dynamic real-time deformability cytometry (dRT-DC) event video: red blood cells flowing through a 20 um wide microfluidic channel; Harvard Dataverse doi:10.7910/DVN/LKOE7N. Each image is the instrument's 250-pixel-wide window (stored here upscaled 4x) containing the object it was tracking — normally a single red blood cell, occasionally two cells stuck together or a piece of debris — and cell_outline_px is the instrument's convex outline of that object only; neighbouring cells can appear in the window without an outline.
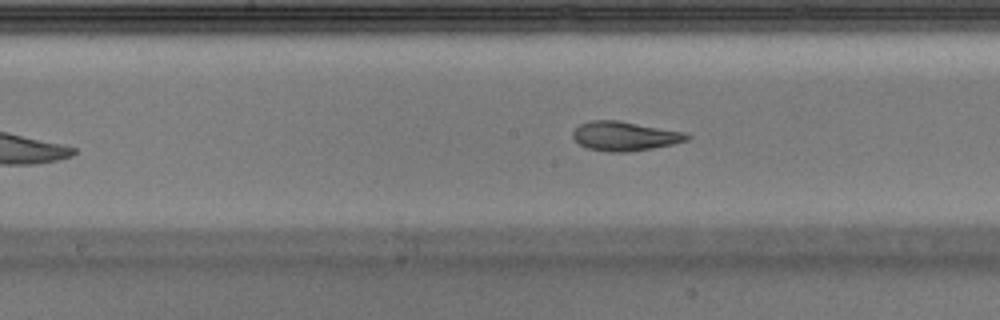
{"species": "Egyptian fruit bat (a non-hibernating species)", "species_latin": "Rousettus aegyptiacus", "temperature_condition": "warm", "stored_images_in_passage": 38, "camera_frame_rate_fps": 3000, "um_per_image_px": 0.085, "animal": {"sex": "male"}, "frame": {"image": 1, "passage_image": 17, "time_ms": 5.333, "image_size_px": [1000, 320], "cell_outline_px": [[692, 136], [688, 140], [672, 144], [652, 148], [628, 152], [608, 152], [588, 148], [580, 144], [572, 136], [572, 132], [580, 124], [592, 120], [616, 120], [684, 132]], "centroid_in_image_um": [53.1, 11.57], "position_along_channel_um": 195.1, "area_um2": 19.25}}
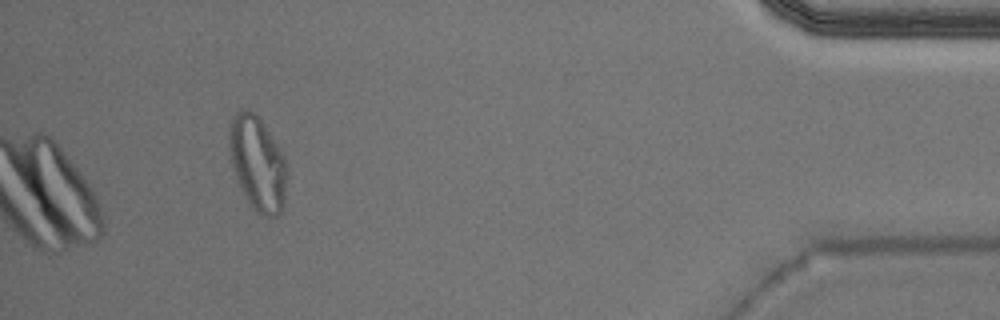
{"frame": {"image": 2, "passage_image": 38, "time_ms": 12.333, "image_size_px": [1000, 320], "cell_outline_px": [[284, 204], [280, 212], [276, 216], [268, 216], [256, 212], [244, 196], [236, 176], [232, 164], [228, 144], [228, 124], [232, 116], [236, 112], [244, 108], [252, 112], [260, 120], [284, 156]], "centroid_in_image_um": [21.83, 13.86], "position_along_channel_um": 413.4, "area_um2": 30.92}, "authors_computed_cell_mechanics": {"area_um2": 19.5364, "velocity_mm_per_s": 3.9538, "shape_relaxation_time_tau1_ms": 5.2825, "shape_relaxation_time_tau2_ms": 1.2779, "deformation_change_tau1": 0.2172, "deformation_change_tau2": 0.0733}}